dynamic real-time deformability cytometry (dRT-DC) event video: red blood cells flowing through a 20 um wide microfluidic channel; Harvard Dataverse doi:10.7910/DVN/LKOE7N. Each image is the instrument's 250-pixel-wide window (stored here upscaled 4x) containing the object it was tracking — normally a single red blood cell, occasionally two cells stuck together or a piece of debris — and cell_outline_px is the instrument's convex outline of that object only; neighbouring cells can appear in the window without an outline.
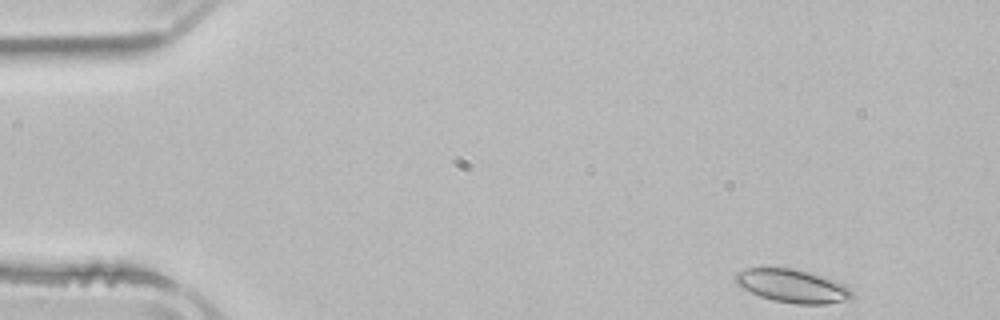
{"species": "common noctule bat (a hibernating species)", "species_latin": "Nyctalus noctula", "temperature_condition": "room temperature", "stored_images_in_passage": 3, "camera_frame_rate_fps": 3000, "um_per_image_px": 0.085, "animal": {"sex": "male", "body_mass_g": 21.5, "forearm_length_mm": 52.0}, "frame": {"image": 1, "passage_image": 1, "time_ms": 0.0, "image_size_px": [1000, 320], "cell_outline_px": [[852, 296], [848, 300], [824, 304], [796, 304], [772, 300], [760, 296], [736, 284], [736, 272], [744, 268], [792, 268], [808, 272], [836, 280], [844, 284], [852, 292]], "centroid_in_image_um": [67.36, 24.3], "position_along_channel_um": 17.6, "area_um2": 22.43}}